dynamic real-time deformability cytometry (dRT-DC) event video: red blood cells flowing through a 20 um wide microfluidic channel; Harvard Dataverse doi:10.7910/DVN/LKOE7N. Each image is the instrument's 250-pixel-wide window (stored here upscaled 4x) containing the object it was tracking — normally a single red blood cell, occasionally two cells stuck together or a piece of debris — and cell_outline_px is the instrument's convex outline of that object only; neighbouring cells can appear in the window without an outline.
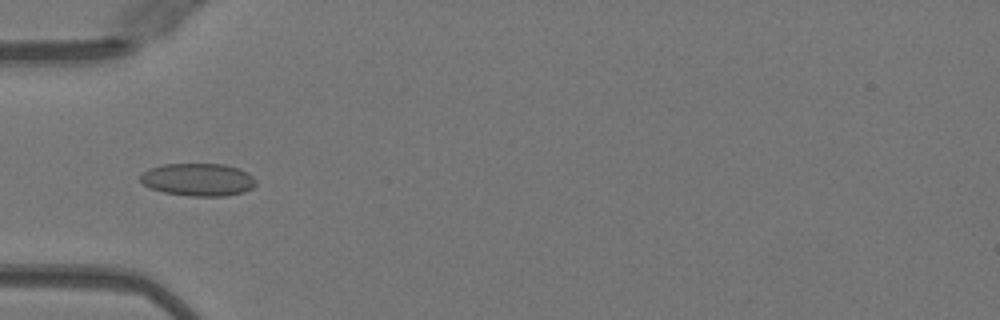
{"species": "Egyptian fruit bat (a non-hibernating species)", "species_latin": "Rousettus aegyptiacus", "temperature_condition": "warm", "stored_images_in_passage": 51, "camera_frame_rate_fps": 3000, "um_per_image_px": 0.085, "animal": {"sex": "female"}, "frame": {"image": 1, "passage_image": 17, "time_ms": 5.333, "image_size_px": [1000, 320], "cell_outline_px": [[256, 184], [252, 188], [244, 192], [224, 196], [192, 196], [164, 192], [152, 188], [144, 184], [140, 180], [140, 172], [148, 168], [164, 164], [224, 164], [248, 172], [256, 180]], "centroid_in_image_um": [16.83, 15.26], "position_along_channel_um": 68.2, "area_um2": 22.02}}
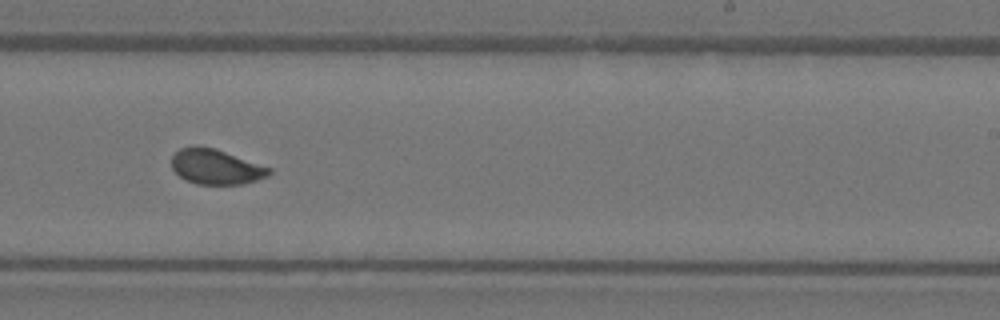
{"frame": {"image": 2, "passage_image": 32, "time_ms": 10.333, "image_size_px": [1000, 320], "cell_outline_px": [[272, 172], [268, 176], [244, 184], [196, 184], [180, 176], [172, 168], [172, 156], [180, 148], [192, 144], [196, 144], [216, 148], [272, 168]], "centroid_in_image_um": [18.36, 14.15], "position_along_channel_um": 270.6, "area_um2": 20.17}}
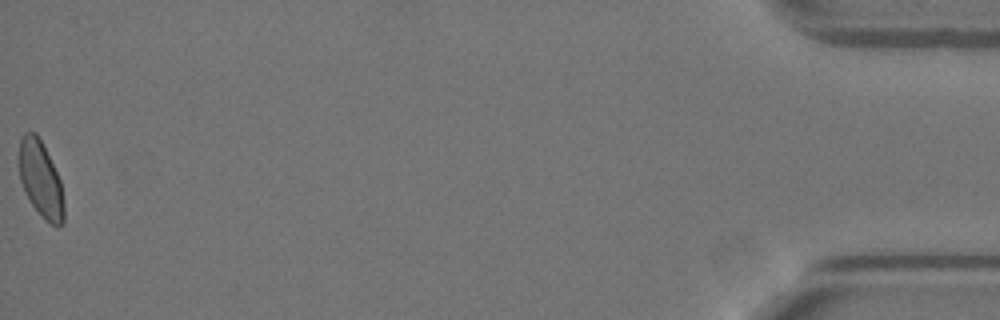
{"frame": {"image": 3, "passage_image": 51, "time_ms": 16.667, "image_size_px": [1000, 320], "cell_outline_px": [[64, 224], [52, 224], [44, 220], [32, 204], [20, 180], [20, 136], [24, 132], [36, 132], [60, 180], [64, 204]], "centroid_in_image_um": [3.47, 15.25], "position_along_channel_um": 431.7, "area_um2": 19.36}, "authors_computed_cell_mechanics": {"area_um2": 20.6346, "velocity_mm_per_s": 4.0392, "shape_relaxation_time_tau1_ms": 6.7874, "shape_relaxation_time_tau2_ms": null, "deformation_change_tau1": 0.1281, "deformation_change_tau2": null}}